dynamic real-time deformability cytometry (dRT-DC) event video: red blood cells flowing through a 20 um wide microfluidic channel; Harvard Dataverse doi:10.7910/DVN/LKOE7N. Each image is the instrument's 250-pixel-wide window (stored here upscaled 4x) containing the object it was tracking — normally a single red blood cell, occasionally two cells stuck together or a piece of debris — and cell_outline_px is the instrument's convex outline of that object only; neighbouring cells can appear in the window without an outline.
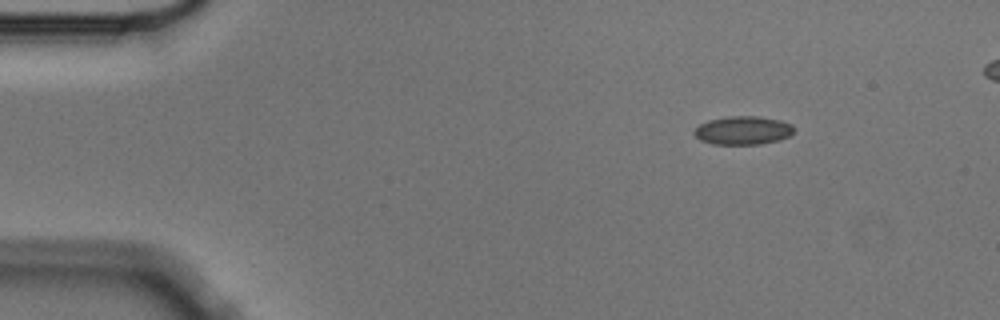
{"species": "Egyptian fruit bat (a non-hibernating species)", "species_latin": "Rousettus aegyptiacus", "temperature_condition": "cold", "stored_images_in_passage": 2, "camera_frame_rate_fps": 3000, "um_per_image_px": 0.085, "animal": {"sex": "male"}, "frame": {"image": 1, "passage_image": 2, "time_ms": 0.333, "image_size_px": [1000, 320], "cell_outline_px": [[796, 128], [788, 136], [776, 140], [760, 144], [712, 144], [700, 140], [692, 132], [700, 124], [708, 120], [728, 116], [760, 116], [780, 120], [792, 124]], "centroid_in_image_um": [63.14, 11.07], "position_along_channel_um": 21.9, "area_um2": 16.53}}